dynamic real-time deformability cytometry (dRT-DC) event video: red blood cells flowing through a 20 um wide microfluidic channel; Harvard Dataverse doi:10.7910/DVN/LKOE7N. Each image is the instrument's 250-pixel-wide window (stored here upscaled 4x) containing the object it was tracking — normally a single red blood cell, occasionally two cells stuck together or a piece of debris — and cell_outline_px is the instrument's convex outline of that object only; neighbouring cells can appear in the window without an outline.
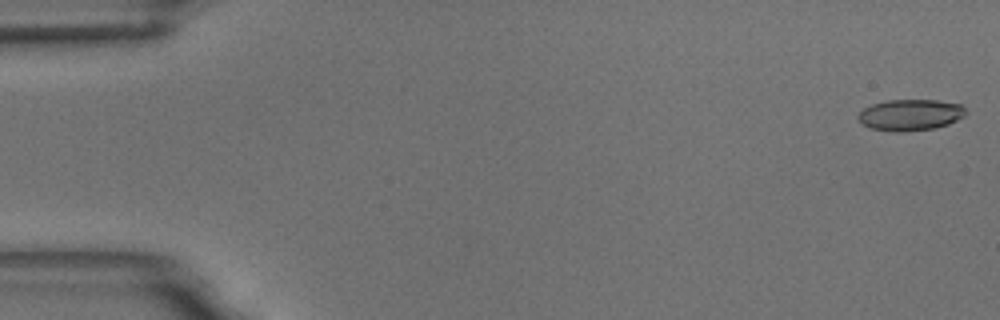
{"species": "common noctule bat (a hibernating species)", "species_latin": "Nyctalus noctula", "temperature_condition": "room temperature", "stored_images_in_passage": 58, "camera_frame_rate_fps": 3000, "um_per_image_px": 0.085, "animal": {"sex": "male", "body_mass_g": 18.8}, "frame": {"image": 1, "passage_image": 1, "time_ms": 0.0, "image_size_px": [1000, 320], "cell_outline_px": [[968, 112], [964, 116], [948, 124], [936, 128], [900, 132], [892, 132], [872, 128], [864, 124], [856, 116], [864, 108], [872, 104], [888, 100], [936, 100], [960, 104]], "centroid_in_image_um": [77.39, 9.76], "position_along_channel_um": 7.6, "area_um2": 19.54}}
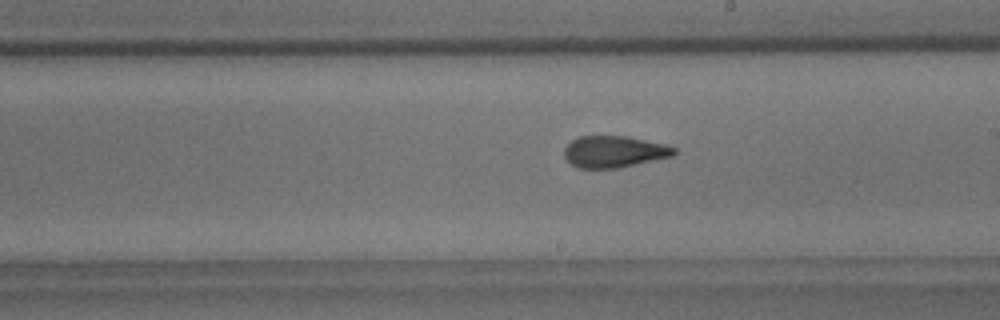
{"frame": {"image": 2, "passage_image": 33, "time_ms": 10.667, "image_size_px": [1000, 320], "cell_outline_px": [[676, 152], [672, 156], [620, 168], [580, 168], [572, 164], [564, 156], [564, 148], [572, 140], [580, 136], [628, 136], [664, 144], [676, 148]], "centroid_in_image_um": [52.2, 12.89], "position_along_channel_um": 236.8, "area_um2": 20.17}}
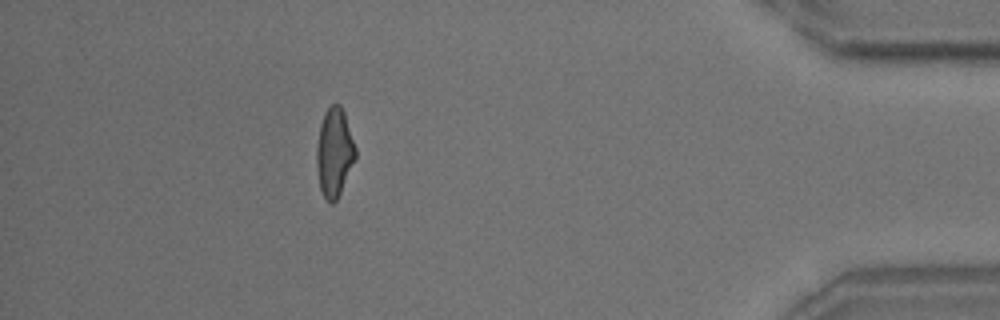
{"frame": {"image": 3, "passage_image": 52, "time_ms": 17.0, "image_size_px": [1000, 320], "cell_outline_px": [[356, 160], [336, 200], [332, 204], [324, 196], [320, 188], [316, 164], [316, 148], [320, 124], [324, 112], [332, 104], [340, 104], [344, 112], [356, 148]], "centroid_in_image_um": [28.42, 12.94], "position_along_channel_um": 406.8, "area_um2": 20.06}, "authors_computed_cell_mechanics": {"area_um2": 20.2589, "velocity_mm_per_s": 3.4716, "shape_relaxation_time_tau1_ms": 8.0729, "shape_relaxation_time_tau2_ms": 2.0913, "deformation_change_tau1": 0.1777, "deformation_change_tau2": 0.0958}}